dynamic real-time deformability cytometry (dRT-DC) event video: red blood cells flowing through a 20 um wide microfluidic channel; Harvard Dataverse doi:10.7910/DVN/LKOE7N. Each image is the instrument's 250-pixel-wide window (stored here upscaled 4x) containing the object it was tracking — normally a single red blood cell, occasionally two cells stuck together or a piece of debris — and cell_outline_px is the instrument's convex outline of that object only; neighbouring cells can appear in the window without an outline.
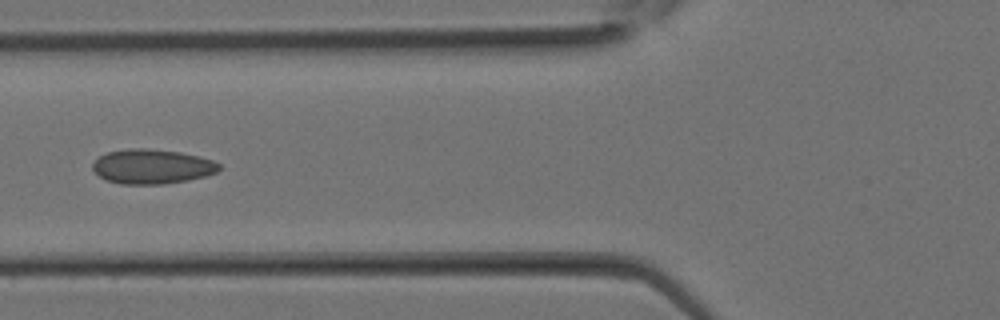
{"species": "Egyptian fruit bat (a non-hibernating species)", "species_latin": "Rousettus aegyptiacus", "temperature_condition": "room temperature", "stored_images_in_passage": 17, "camera_frame_rate_fps": 3000, "um_per_image_px": 0.085, "animal": {"sex": "female"}, "frame": {"image": 1, "passage_image": 12, "time_ms": 3.667, "image_size_px": [1000, 320], "cell_outline_px": [[220, 168], [216, 172], [208, 176], [188, 180], [164, 184], [120, 184], [108, 180], [100, 176], [92, 168], [92, 164], [100, 156], [108, 152], [132, 148], [144, 148], [180, 152], [212, 160], [220, 164]], "centroid_in_image_um": [12.94, 14.16], "position_along_channel_um": 112.9, "area_um2": 25.32}}
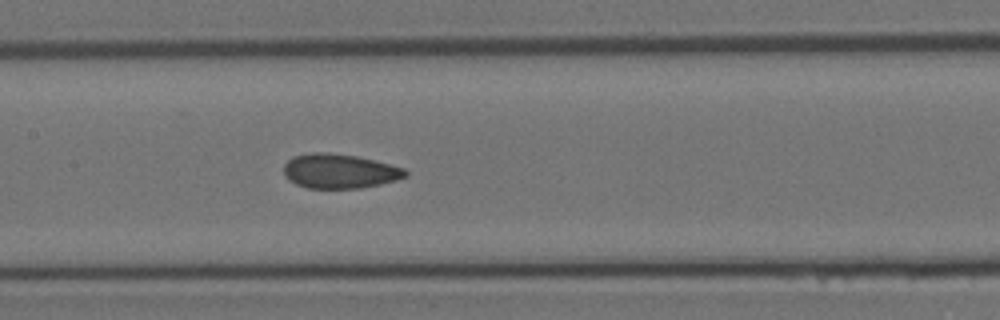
{"frame": {"image": 2, "passage_image": 15, "time_ms": 4.667, "image_size_px": [1000, 320], "cell_outline_px": [[408, 176], [396, 180], [380, 184], [360, 188], [308, 188], [296, 184], [288, 180], [284, 176], [284, 164], [292, 156], [312, 152], [328, 152], [356, 156], [404, 168], [408, 172]], "centroid_in_image_um": [28.83, 14.55], "position_along_channel_um": 178.6, "area_um2": 24.45}}
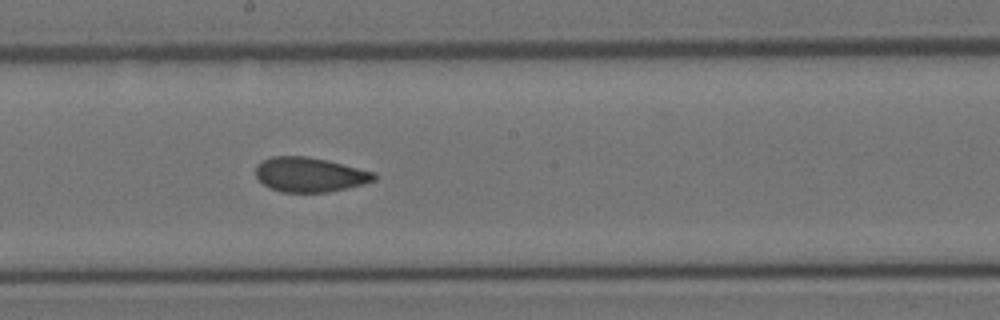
{"frame": {"image": 3, "passage_image": 17, "time_ms": 5.333, "image_size_px": [1000, 320], "cell_outline_px": [[376, 180], [364, 184], [328, 192], [280, 192], [264, 184], [256, 176], [256, 164], [260, 160], [272, 156], [308, 156], [328, 160], [376, 172]], "centroid_in_image_um": [26.34, 14.83], "position_along_channel_um": 221.9, "area_um2": 24.04}}